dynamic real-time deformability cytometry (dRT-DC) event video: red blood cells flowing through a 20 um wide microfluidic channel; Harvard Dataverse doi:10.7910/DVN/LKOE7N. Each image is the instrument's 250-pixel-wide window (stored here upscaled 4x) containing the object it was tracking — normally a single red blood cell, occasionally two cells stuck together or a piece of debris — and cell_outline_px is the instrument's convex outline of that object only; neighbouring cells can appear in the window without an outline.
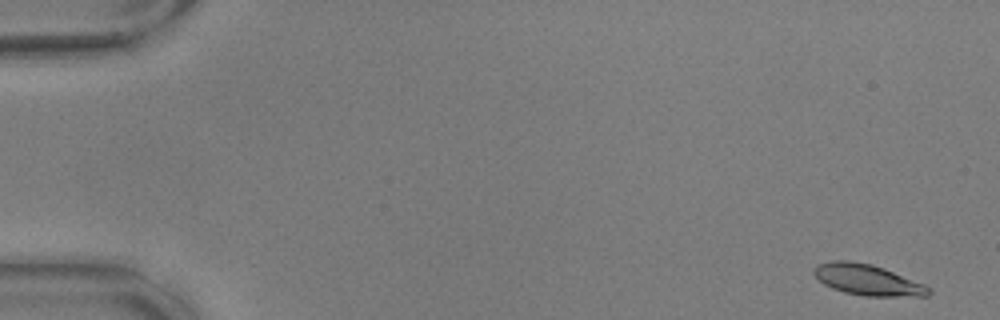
{"species": "common noctule bat (a hibernating species)", "species_latin": "Nyctalus noctula", "temperature_condition": "warm", "stored_images_in_passage": 56, "camera_frame_rate_fps": 3000, "um_per_image_px": 0.085, "animal": {"sex": "male", "body_mass_g": 17.9, "forearm_length_mm": 54.2}, "frame": {"image": 1, "passage_image": 2, "time_ms": 0.333, "image_size_px": [1000, 320], "cell_outline_px": [[932, 292], [928, 296], [864, 296], [844, 292], [832, 288], [824, 284], [812, 272], [812, 268], [820, 264], [832, 260], [848, 260], [872, 264], [884, 268], [924, 284], [932, 288]], "centroid_in_image_um": [73.76, 23.78], "position_along_channel_um": 11.2, "area_um2": 20.69}}
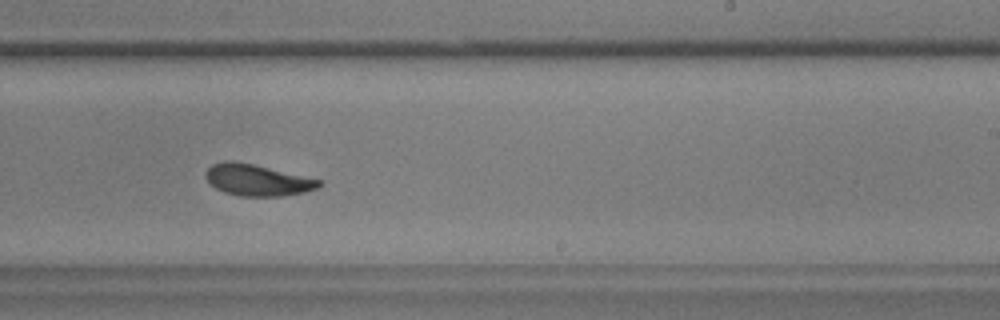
{"frame": {"image": 2, "passage_image": 35, "time_ms": 11.333, "image_size_px": [1000, 320], "cell_outline_px": [[324, 184], [320, 188], [304, 192], [284, 196], [240, 196], [224, 192], [216, 188], [204, 176], [204, 172], [212, 164], [224, 160], [232, 160], [252, 164], [324, 180]], "centroid_in_image_um": [21.91, 15.3], "position_along_channel_um": 267.1, "area_um2": 20.98}}
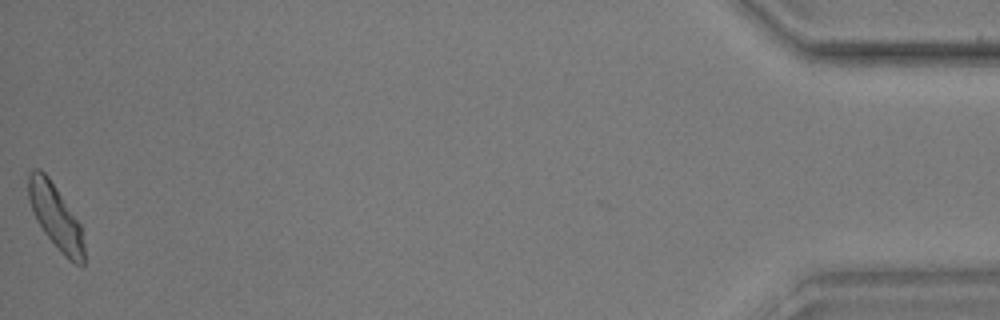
{"frame": {"image": 3, "passage_image": 56, "time_ms": 18.333, "image_size_px": [1000, 320], "cell_outline_px": [[84, 264], [76, 264], [68, 260], [60, 252], [44, 232], [36, 220], [28, 196], [28, 172], [32, 168], [40, 168], [48, 176], [80, 224], [84, 244]], "centroid_in_image_um": [4.71, 18.41], "position_along_channel_um": 430.5, "area_um2": 20.69}, "authors_computed_cell_mechanics": {"area_um2": 20.7502, "velocity_mm_per_s": 3.6047, "shape_relaxation_time_tau1_ms": 2.7822, "shape_relaxation_time_tau2_ms": 2.2135, "deformation_change_tau1": 0.1408, "deformation_change_tau2": 0.0916}}